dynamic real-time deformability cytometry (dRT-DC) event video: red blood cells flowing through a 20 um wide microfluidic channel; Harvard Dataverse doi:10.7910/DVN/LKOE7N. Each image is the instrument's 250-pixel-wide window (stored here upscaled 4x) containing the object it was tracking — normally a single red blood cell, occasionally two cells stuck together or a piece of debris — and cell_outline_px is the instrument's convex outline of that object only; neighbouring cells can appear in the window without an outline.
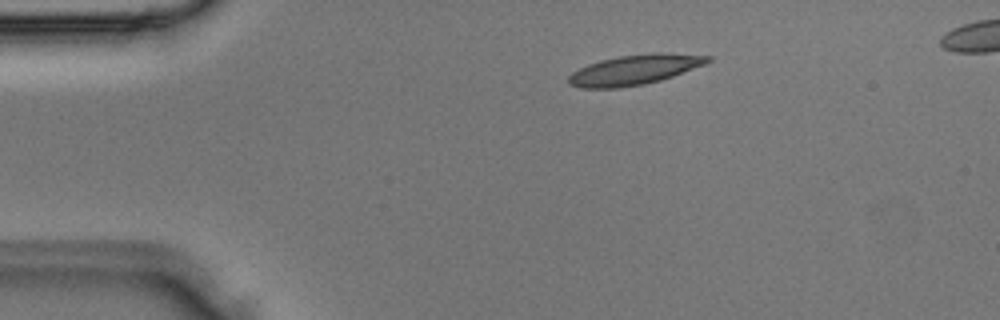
{"species": "Egyptian fruit bat (a non-hibernating species)", "species_latin": "Rousettus aegyptiacus", "temperature_condition": "room temperature", "stored_images_in_passage": 3, "camera_frame_rate_fps": 3000, "um_per_image_px": 0.085, "animal": {"sex": "male"}, "frame": {"image": 1, "passage_image": 3, "time_ms": 0.667, "image_size_px": [1000, 320], "cell_outline_px": [[712, 60], [704, 64], [672, 76], [660, 80], [644, 84], [620, 88], [580, 88], [568, 84], [568, 76], [572, 72], [588, 64], [600, 60], [620, 56], [652, 52], [660, 52], [712, 56]], "centroid_in_image_um": [53.91, 5.93], "position_along_channel_um": 31.1, "area_um2": 24.28}}